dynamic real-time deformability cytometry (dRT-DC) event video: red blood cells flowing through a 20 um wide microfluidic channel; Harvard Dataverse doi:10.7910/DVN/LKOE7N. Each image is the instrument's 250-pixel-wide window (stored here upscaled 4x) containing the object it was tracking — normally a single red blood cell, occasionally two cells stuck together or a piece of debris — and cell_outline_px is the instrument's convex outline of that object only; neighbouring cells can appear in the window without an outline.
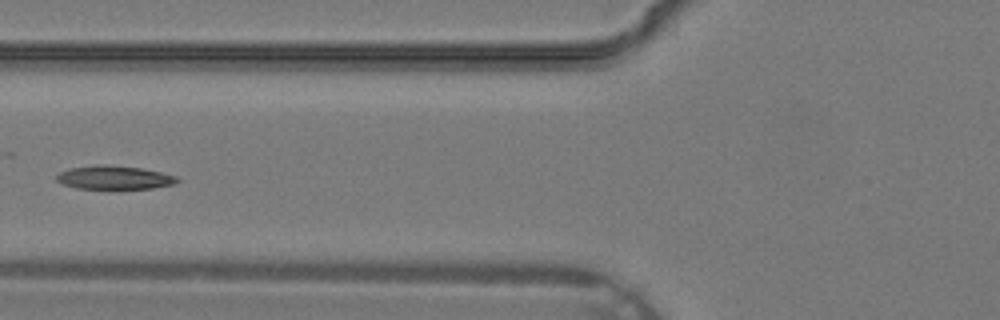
{"species": "common noctule bat (a hibernating species)", "species_latin": "Nyctalus noctula", "temperature_condition": "warm", "stored_images_in_passage": 26, "camera_frame_rate_fps": 3000, "um_per_image_px": 0.085, "animal": {"sex": "male", "body_mass_g": 19.2, "forearm_length_mm": 51.8}, "frame": {"image": 1, "passage_image": 5, "time_ms": 1.333, "image_size_px": [1000, 320], "cell_outline_px": [[180, 180], [172, 184], [152, 188], [76, 188], [64, 184], [56, 180], [56, 176], [60, 172], [68, 168], [96, 164], [104, 164], [140, 168], [160, 172], [176, 176]], "centroid_in_image_um": [9.67, 15.07], "position_along_channel_um": 116.1, "area_um2": 16.36}}